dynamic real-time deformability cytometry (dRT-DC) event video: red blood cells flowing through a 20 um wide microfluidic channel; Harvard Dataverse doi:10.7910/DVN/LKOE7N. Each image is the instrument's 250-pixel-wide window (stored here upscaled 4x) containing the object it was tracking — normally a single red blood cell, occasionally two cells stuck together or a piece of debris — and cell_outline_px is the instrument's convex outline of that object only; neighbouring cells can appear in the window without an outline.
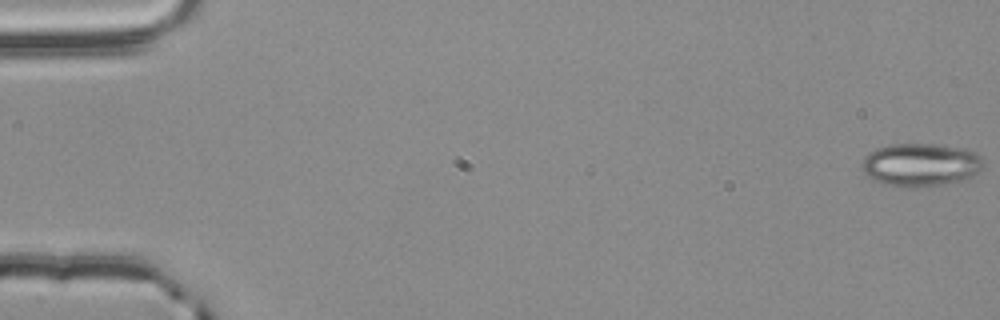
{"species": "common noctule bat (a hibernating species)", "species_latin": "Nyctalus noctula", "temperature_condition": "room temperature", "stored_images_in_passage": 56, "camera_frame_rate_fps": 3000, "um_per_image_px": 0.085, "animal": {"sex": "male", "body_mass_g": 20.4}, "frame": {"image": 1, "passage_image": 1, "time_ms": 0.0, "image_size_px": [1000, 320], "cell_outline_px": [[984, 164], [980, 172], [972, 176], [960, 180], [940, 184], [916, 188], [904, 188], [884, 184], [872, 180], [864, 172], [864, 156], [868, 152], [876, 148], [892, 144], [932, 144], [960, 148], [972, 152], [980, 156], [984, 160]], "centroid_in_image_um": [78.24, 14.02], "position_along_channel_um": 6.8, "area_um2": 30.4}}
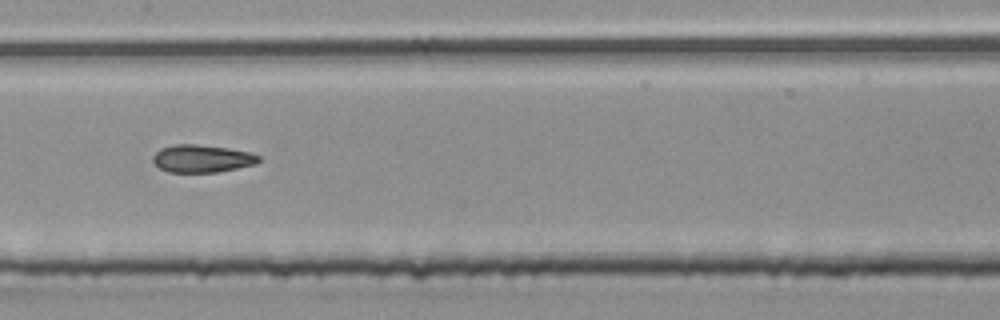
{"frame": {"image": 2, "passage_image": 29, "time_ms": 9.333, "image_size_px": [1000, 320], "cell_outline_px": [[260, 160], [256, 164], [216, 172], [168, 172], [160, 168], [152, 160], [152, 156], [160, 148], [172, 144], [196, 144], [228, 148], [248, 152], [260, 156]], "centroid_in_image_um": [17.14, 13.47], "position_along_channel_um": 190.3, "area_um2": 16.99}}
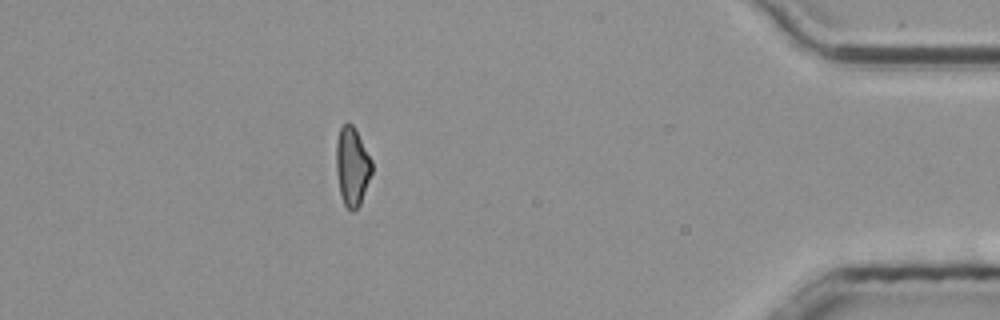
{"frame": {"image": 3, "passage_image": 50, "time_ms": 16.333, "image_size_px": [1000, 320], "cell_outline_px": [[372, 172], [360, 204], [352, 212], [344, 204], [340, 196], [336, 172], [336, 140], [340, 128], [348, 120], [352, 124], [372, 160]], "centroid_in_image_um": [29.91, 14.14], "position_along_channel_um": 405.3, "area_um2": 16.36}, "authors_computed_cell_mechanics": {"area_um2": 17.4556, "velocity_mm_per_s": 3.7869, "shape_relaxation_time_tau1_ms": 6.7648, "shape_relaxation_time_tau2_ms": 2.9192, "deformation_change_tau1": 0.1643, "deformation_change_tau2": 0.1079}}